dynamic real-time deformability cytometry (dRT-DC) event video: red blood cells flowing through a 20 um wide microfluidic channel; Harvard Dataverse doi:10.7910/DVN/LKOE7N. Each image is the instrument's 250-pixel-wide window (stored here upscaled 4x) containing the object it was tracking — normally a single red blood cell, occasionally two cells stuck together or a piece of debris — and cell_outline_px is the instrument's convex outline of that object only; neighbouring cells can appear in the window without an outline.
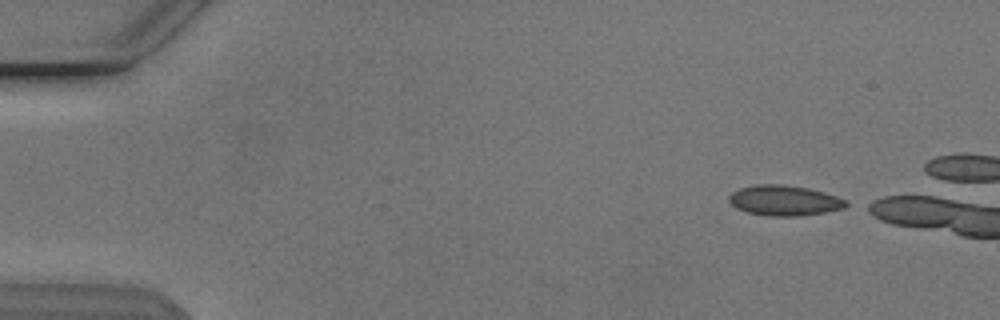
{"species": "Egyptian fruit bat (a non-hibernating species)", "species_latin": "Rousettus aegyptiacus", "temperature_condition": "cold", "stored_images_in_passage": 42, "camera_frame_rate_fps": 3000, "um_per_image_px": 0.085, "animal": {"sex": "male"}, "frame": {"image": 1, "passage_image": 1, "time_ms": 0.0, "image_size_px": [1000, 320], "cell_outline_px": [[852, 204], [844, 208], [824, 212], [800, 216], [768, 216], [748, 212], [736, 208], [728, 200], [728, 196], [732, 192], [740, 188], [756, 184], [780, 184], [808, 188], [824, 192], [848, 200]], "centroid_in_image_um": [66.7, 17.04], "position_along_channel_um": 18.3, "area_um2": 20.81}}
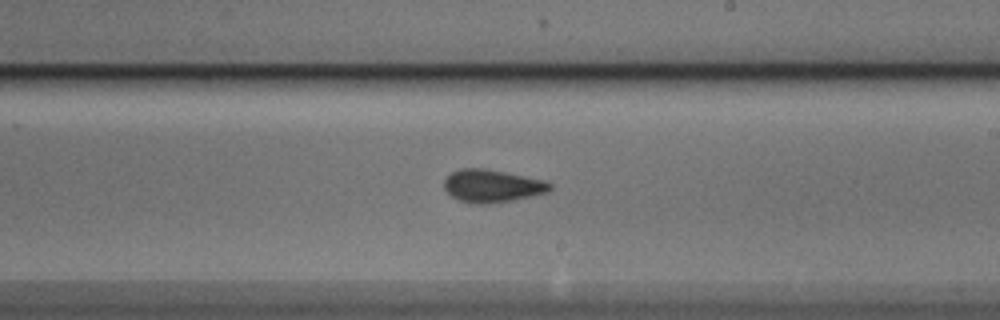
{"frame": {"image": 2, "passage_image": 27, "time_ms": 8.667, "image_size_px": [1000, 320], "cell_outline_px": [[552, 188], [548, 192], [512, 200], [488, 204], [476, 204], [456, 200], [444, 188], [444, 180], [452, 172], [460, 168], [484, 168], [544, 180], [552, 184]], "centroid_in_image_um": [41.81, 15.81], "position_along_channel_um": 247.2, "area_um2": 20.11}}
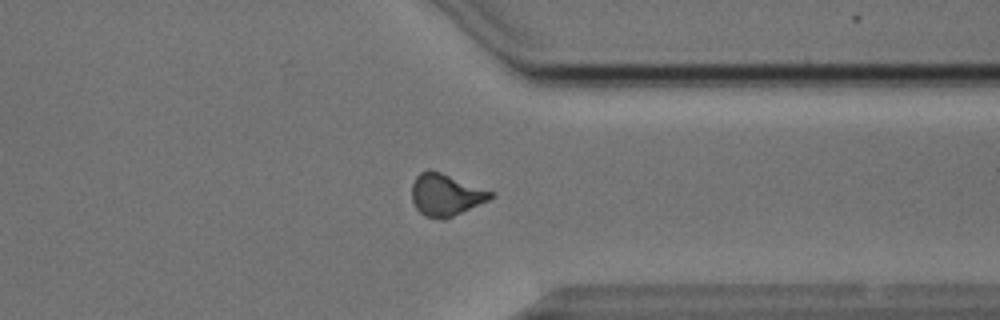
{"frame": {"image": 3, "passage_image": 37, "time_ms": 12.0, "image_size_px": [1000, 320], "cell_outline_px": [[496, 196], [488, 200], [444, 220], [424, 216], [416, 208], [412, 200], [412, 184], [416, 176], [420, 172], [428, 168], [440, 172], [496, 192]], "centroid_in_image_um": [37.9, 16.55], "position_along_channel_um": 373.5, "area_um2": 19.42}, "authors_computed_cell_mechanics": {"area_um2": 19.652, "velocity_mm_per_s": 3.8445, "shape_relaxation_time_tau1_ms": 5.6313, "shape_relaxation_time_tau2_ms": 1.9787, "deformation_change_tau1": 0.1168, "deformation_change_tau2": 0.0495}}